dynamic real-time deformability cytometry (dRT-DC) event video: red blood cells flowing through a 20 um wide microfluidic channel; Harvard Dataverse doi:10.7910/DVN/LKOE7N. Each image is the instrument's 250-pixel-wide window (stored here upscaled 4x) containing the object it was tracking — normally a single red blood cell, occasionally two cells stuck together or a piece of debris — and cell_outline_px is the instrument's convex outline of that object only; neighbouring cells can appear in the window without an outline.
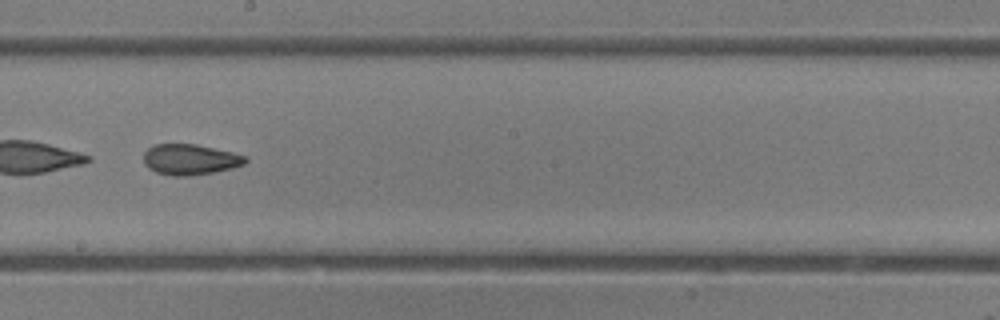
{"species": "common noctule bat (a hibernating species)", "species_latin": "Nyctalus noctula", "temperature_condition": "room temperature", "stored_images_in_passage": 47, "camera_frame_rate_fps": 3000, "um_per_image_px": 0.085, "animal": {"sex": "female"}, "frame": {"image": 1, "passage_image": 27, "time_ms": 8.667, "image_size_px": [1000, 320], "cell_outline_px": [[248, 160], [244, 164], [232, 168], [212, 172], [188, 176], [172, 176], [156, 172], [148, 168], [144, 164], [144, 152], [148, 148], [156, 144], [196, 144], [232, 152], [244, 156]], "centroid_in_image_um": [16.13, 13.56], "position_along_channel_um": 232.1, "area_um2": 18.09}}